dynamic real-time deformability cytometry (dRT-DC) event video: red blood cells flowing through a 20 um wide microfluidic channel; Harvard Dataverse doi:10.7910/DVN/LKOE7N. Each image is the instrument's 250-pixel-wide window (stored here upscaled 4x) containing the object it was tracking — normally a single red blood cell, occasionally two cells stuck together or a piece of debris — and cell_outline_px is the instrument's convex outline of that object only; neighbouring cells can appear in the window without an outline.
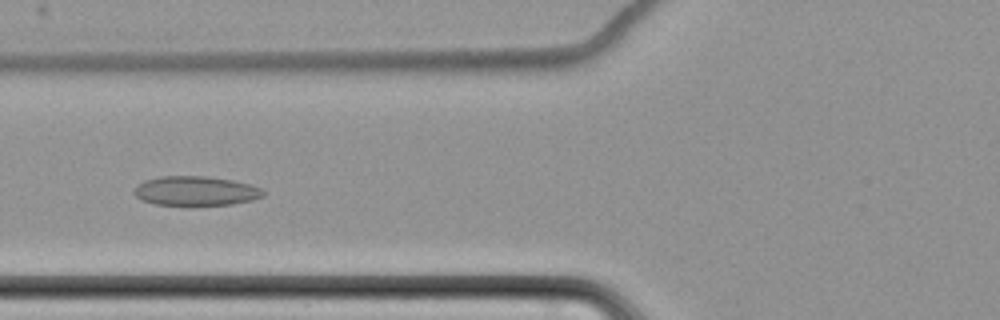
{"species": "common noctule bat (a hibernating species)", "species_latin": "Nyctalus noctula", "temperature_condition": "cold", "stored_images_in_passage": 10, "camera_frame_rate_fps": 3000, "um_per_image_px": 0.085, "animal": {"sex": "female", "body_mass_g": 22.7, "forearm_length_mm": 54.2}, "frame": {"image": 1, "passage_image": 9, "time_ms": 9.333, "image_size_px": [1000, 320], "cell_outline_px": [[264, 196], [252, 200], [232, 204], [188, 208], [184, 208], [156, 204], [144, 200], [136, 196], [132, 192], [144, 180], [160, 176], [204, 176], [232, 180], [252, 184], [260, 188], [264, 192]], "centroid_in_image_um": [16.64, 16.27], "position_along_channel_um": 109.2, "area_um2": 22.89}}
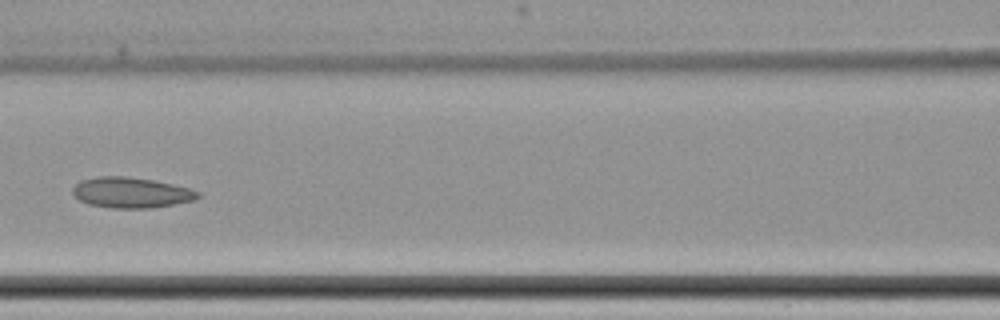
{"frame": {"image": 2, "passage_image": 10, "time_ms": 10.667, "image_size_px": [1000, 320], "cell_outline_px": [[200, 196], [196, 200], [152, 208], [112, 208], [88, 204], [80, 200], [72, 192], [72, 188], [80, 180], [96, 176], [128, 176], [152, 180], [172, 184], [188, 188], [200, 192]], "centroid_in_image_um": [11.14, 16.37], "position_along_channel_um": 155.5, "area_um2": 22.37}}